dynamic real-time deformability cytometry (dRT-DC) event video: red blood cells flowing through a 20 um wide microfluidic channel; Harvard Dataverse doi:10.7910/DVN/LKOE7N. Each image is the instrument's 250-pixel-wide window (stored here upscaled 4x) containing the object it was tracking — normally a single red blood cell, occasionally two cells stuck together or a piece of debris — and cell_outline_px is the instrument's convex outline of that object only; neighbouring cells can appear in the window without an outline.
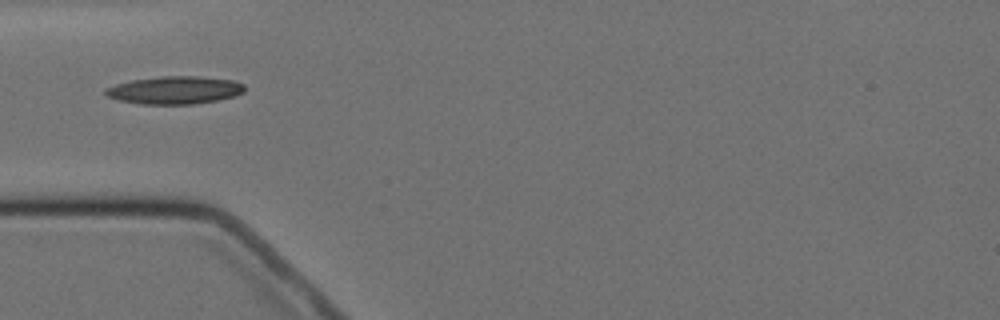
{"species": "Egyptian fruit bat (a non-hibernating species)", "species_latin": "Rousettus aegyptiacus", "temperature_condition": "cold", "stored_images_in_passage": 12, "camera_frame_rate_fps": 3000, "um_per_image_px": 0.085, "animal": {"sex": "female"}, "frame": {"image": 1, "passage_image": 1, "time_ms": 0.0, "image_size_px": [1000, 320], "cell_outline_px": [[244, 92], [236, 96], [216, 100], [192, 104], [140, 104], [120, 100], [108, 96], [104, 92], [104, 88], [116, 84], [132, 80], [160, 76], [200, 76], [232, 80], [244, 84]], "centroid_in_image_um": [14.86, 7.65], "position_along_channel_um": 70.1, "area_um2": 22.48}}
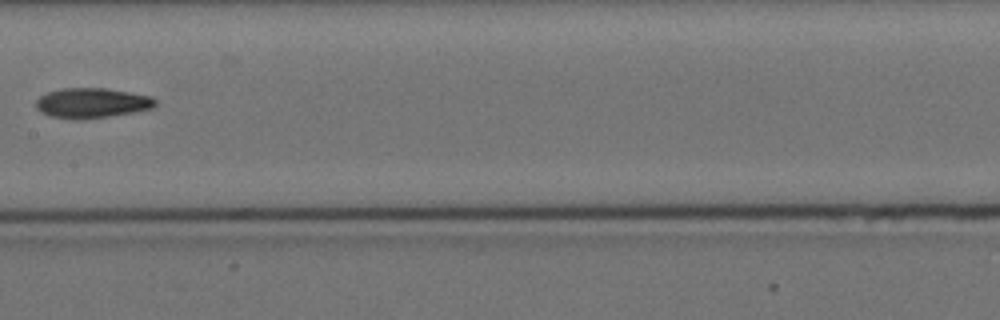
{"frame": {"image": 2, "passage_image": 4, "time_ms": 3.667, "image_size_px": [1000, 320], "cell_outline_px": [[156, 104], [152, 108], [132, 112], [108, 116], [80, 120], [72, 120], [52, 116], [40, 112], [36, 108], [36, 100], [40, 96], [48, 92], [64, 88], [104, 88], [152, 96], [156, 100]], "centroid_in_image_um": [7.78, 8.76], "position_along_channel_um": 199.6, "area_um2": 20.81}}
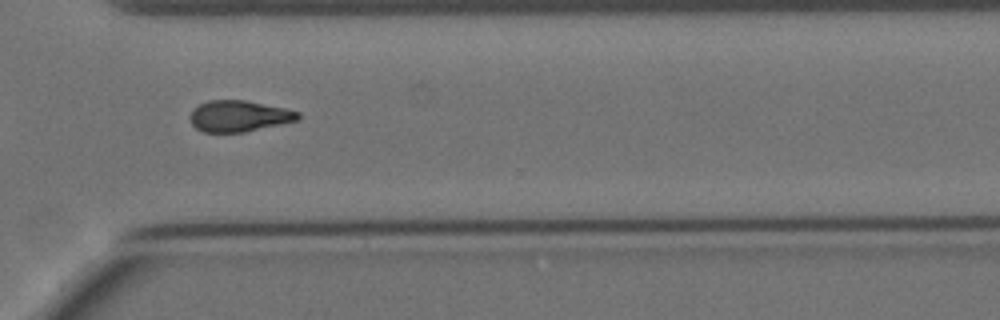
{"frame": {"image": 3, "passage_image": 8, "time_ms": 8.0, "image_size_px": [1000, 320], "cell_outline_px": [[300, 120], [244, 132], [204, 132], [196, 128], [192, 124], [188, 116], [200, 104], [208, 100], [244, 100], [284, 108], [300, 112]], "centroid_in_image_um": [20.32, 9.87], "position_along_channel_um": 350.3, "area_um2": 19.54}}